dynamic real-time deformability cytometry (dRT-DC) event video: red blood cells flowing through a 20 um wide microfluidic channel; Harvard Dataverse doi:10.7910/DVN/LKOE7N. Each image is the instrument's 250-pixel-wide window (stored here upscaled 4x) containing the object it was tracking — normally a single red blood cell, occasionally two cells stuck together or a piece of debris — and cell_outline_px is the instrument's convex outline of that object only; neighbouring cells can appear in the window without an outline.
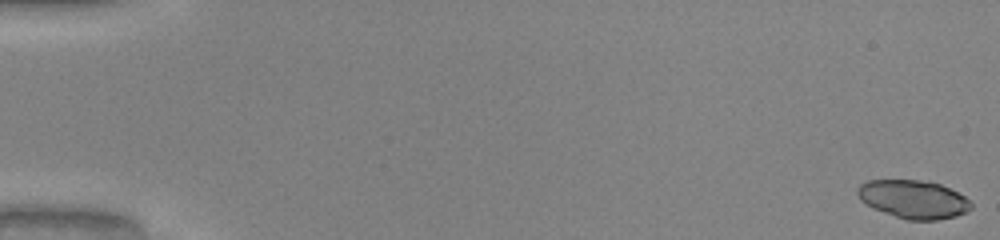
{"species": "common noctule bat (a hibernating species)", "species_latin": "Nyctalus noctula", "temperature_condition": "warm", "stored_images_in_passage": 51, "camera_frame_rate_fps": 3000, "um_per_image_px": 0.085, "animal": {"sex": "male", "body_mass_g": 20.0, "forearm_length_mm": 53.3}, "frame": {"image": 1, "passage_image": 1, "time_ms": 0.0, "image_size_px": [1000, 240], "cell_outline_px": [[972, 208], [968, 212], [956, 216], [936, 220], [908, 220], [872, 208], [860, 200], [856, 192], [856, 188], [860, 184], [868, 180], [920, 180], [940, 184], [964, 196], [972, 204]], "centroid_in_image_um": [77.62, 16.94], "position_along_channel_um": 7.4, "area_um2": 25.32}}
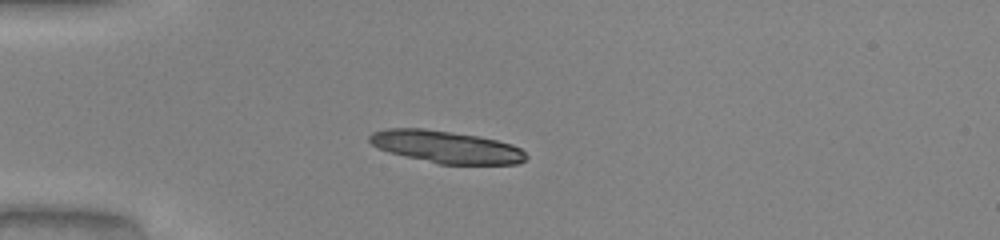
{"frame": {"image": 2, "passage_image": 15, "time_ms": 4.667, "image_size_px": [1000, 240], "cell_outline_px": [[528, 156], [520, 164], [440, 164], [404, 156], [388, 152], [372, 144], [368, 140], [368, 136], [372, 132], [384, 128], [424, 128], [480, 136], [512, 144], [520, 148]], "centroid_in_image_um": [37.91, 12.48], "position_along_channel_um": 47.1, "area_um2": 29.54}}